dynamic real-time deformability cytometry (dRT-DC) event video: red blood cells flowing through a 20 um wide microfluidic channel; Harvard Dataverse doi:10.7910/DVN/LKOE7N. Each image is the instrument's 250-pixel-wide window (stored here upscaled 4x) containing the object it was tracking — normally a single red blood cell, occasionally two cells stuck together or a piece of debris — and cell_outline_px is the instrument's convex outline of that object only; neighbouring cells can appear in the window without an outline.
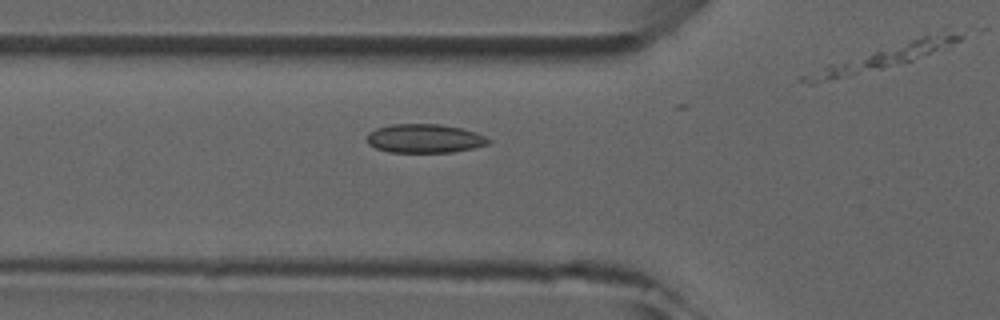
{"species": "common noctule bat (a hibernating species)", "species_latin": "Nyctalus noctula", "temperature_condition": "room temperature", "stored_images_in_passage": 5, "camera_frame_rate_fps": 3000, "um_per_image_px": 0.085, "animal": {"sex": "male", "forearm_length_mm": 52.5}, "frame": {"image": 1, "passage_image": 5, "time_ms": 4.667, "image_size_px": [1000, 320], "cell_outline_px": [[492, 140], [488, 144], [472, 148], [452, 152], [388, 152], [376, 148], [368, 144], [368, 132], [376, 128], [392, 124], [440, 124], [460, 128], [476, 132]], "centroid_in_image_um": [36.08, 11.77], "position_along_channel_um": 89.7, "area_um2": 20.35}}